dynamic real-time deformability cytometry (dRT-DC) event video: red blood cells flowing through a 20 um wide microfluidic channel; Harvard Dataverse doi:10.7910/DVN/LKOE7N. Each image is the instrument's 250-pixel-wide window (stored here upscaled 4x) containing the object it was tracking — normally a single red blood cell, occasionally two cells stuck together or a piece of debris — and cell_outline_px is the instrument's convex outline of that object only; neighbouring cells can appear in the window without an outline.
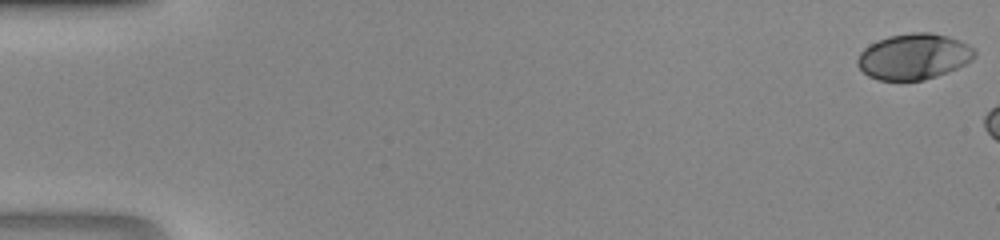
{"species": "human", "species_latin": "Homo sapiens", "temperature_condition": "room temperature", "stored_images_in_passage": 7, "camera_frame_rate_fps": 3000, "um_per_image_px": 0.085, "donor": {"sex": "male"}, "frame": {"image": 1, "passage_image": 1, "time_ms": 0.0, "image_size_px": [1000, 240], "cell_outline_px": [[976, 56], [972, 60], [956, 68], [936, 76], [924, 80], [880, 80], [868, 76], [856, 64], [856, 60], [860, 52], [864, 48], [888, 36], [912, 32], [932, 32], [948, 36], [960, 40], [976, 48]], "centroid_in_image_um": [77.69, 4.79], "position_along_channel_um": 7.3, "area_um2": 31.33}}